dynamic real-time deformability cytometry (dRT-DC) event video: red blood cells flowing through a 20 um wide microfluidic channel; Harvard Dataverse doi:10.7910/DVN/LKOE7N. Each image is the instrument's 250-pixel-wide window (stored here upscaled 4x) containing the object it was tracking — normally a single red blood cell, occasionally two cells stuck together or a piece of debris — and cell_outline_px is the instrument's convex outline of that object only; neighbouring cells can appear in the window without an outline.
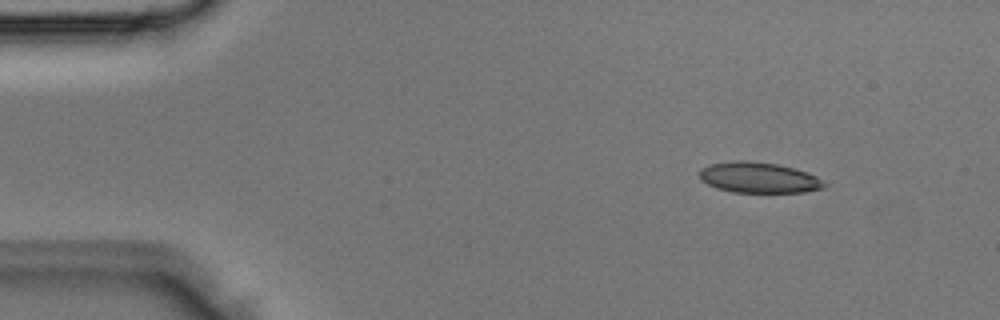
{"species": "Egyptian fruit bat (a non-hibernating species)", "species_latin": "Rousettus aegyptiacus", "temperature_condition": "room temperature", "stored_images_in_passage": 5, "segment_of_instrument_passage": [1, 2], "camera_frame_rate_fps": 3000, "um_per_image_px": 0.085, "animal": {"sex": "male"}, "frame": {"image": 1, "passage_image": 1, "time_ms": 0.0, "image_size_px": [1000, 320], "cell_outline_px": [[828, 184], [824, 188], [804, 192], [732, 192], [716, 188], [700, 180], [700, 168], [708, 164], [732, 160], [748, 160], [780, 164], [796, 168], [808, 172], [816, 176]], "centroid_in_image_um": [64.49, 15.08], "position_along_channel_um": 20.5, "area_um2": 22.72}}
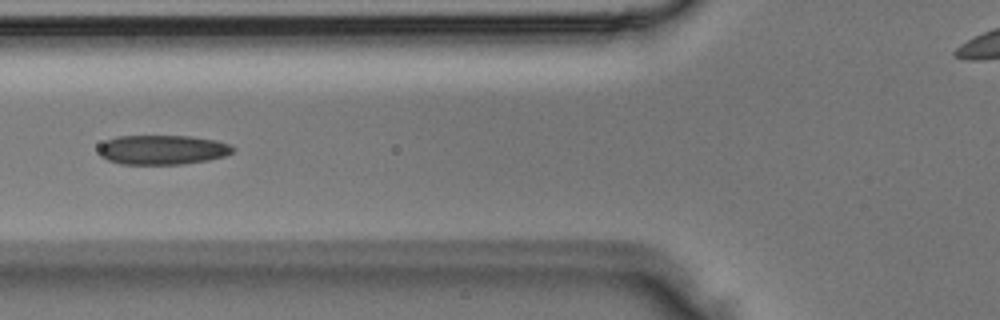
{"frame": {"image": 2, "passage_image": 4, "time_ms": 1.0, "image_size_px": [1000, 320], "cell_outline_px": [[236, 148], [232, 152], [224, 156], [208, 160], [180, 164], [120, 164], [108, 160], [100, 156], [100, 144], [116, 136], [192, 136], [216, 140], [228, 144]], "centroid_in_image_um": [13.81, 12.73], "position_along_channel_um": 112.0, "area_um2": 23.0}}